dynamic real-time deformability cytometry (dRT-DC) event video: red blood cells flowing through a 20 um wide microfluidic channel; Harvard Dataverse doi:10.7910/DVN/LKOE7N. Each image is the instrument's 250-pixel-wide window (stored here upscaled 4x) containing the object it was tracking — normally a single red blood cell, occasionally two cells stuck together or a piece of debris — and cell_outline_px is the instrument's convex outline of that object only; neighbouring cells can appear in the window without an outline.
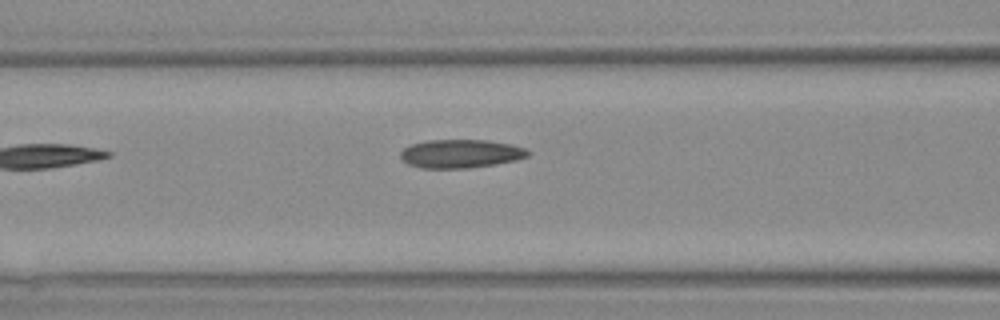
{"species": "Egyptian fruit bat (a non-hibernating species)", "species_latin": "Rousettus aegyptiacus", "temperature_condition": "warm", "stored_images_in_passage": 7, "camera_frame_rate_fps": 3000, "um_per_image_px": 0.085, "animal": {"sex": "female"}, "frame": {"image": 1, "passage_image": 7, "time_ms": 8.333, "image_size_px": [1000, 320], "cell_outline_px": [[528, 156], [516, 160], [496, 164], [468, 168], [420, 168], [408, 164], [400, 156], [400, 152], [404, 148], [412, 144], [428, 140], [488, 140], [508, 144], [524, 148], [528, 152]], "centroid_in_image_um": [39.13, 13.07], "position_along_channel_um": 127.5, "area_um2": 20.98}}